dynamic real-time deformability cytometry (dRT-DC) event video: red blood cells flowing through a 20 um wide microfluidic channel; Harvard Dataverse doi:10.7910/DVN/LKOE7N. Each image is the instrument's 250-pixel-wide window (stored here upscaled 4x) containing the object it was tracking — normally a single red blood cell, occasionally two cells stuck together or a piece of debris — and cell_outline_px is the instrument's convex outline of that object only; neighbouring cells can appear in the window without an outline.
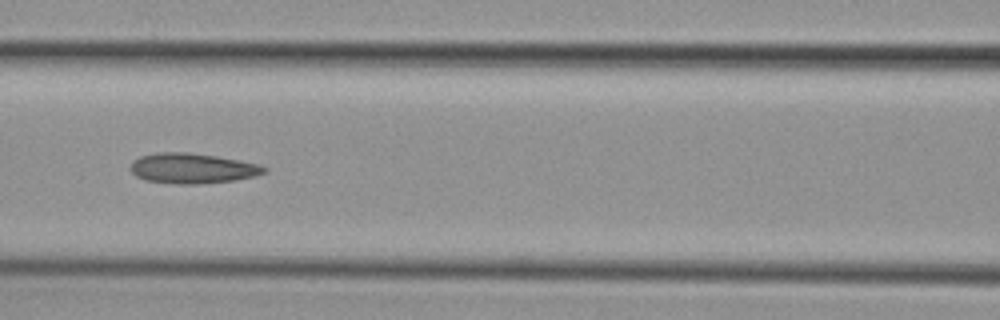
{"species": "common noctule bat (a hibernating species)", "species_latin": "Nyctalus noctula", "temperature_condition": "cold", "stored_images_in_passage": 9, "camera_frame_rate_fps": 3000, "um_per_image_px": 0.085, "animal": {"sex": "female", "body_mass_g": 29.2, "forearm_length_mm": 56.3}, "frame": {"image": 1, "passage_image": 6, "time_ms": 6.333, "image_size_px": [1000, 320], "cell_outline_px": [[268, 172], [256, 176], [236, 180], [196, 184], [172, 184], [144, 180], [136, 176], [128, 168], [132, 160], [140, 156], [156, 152], [188, 152], [216, 156], [240, 160], [256, 164], [268, 168]], "centroid_in_image_um": [16.32, 14.31], "position_along_channel_um": 150.3, "area_um2": 23.87}}
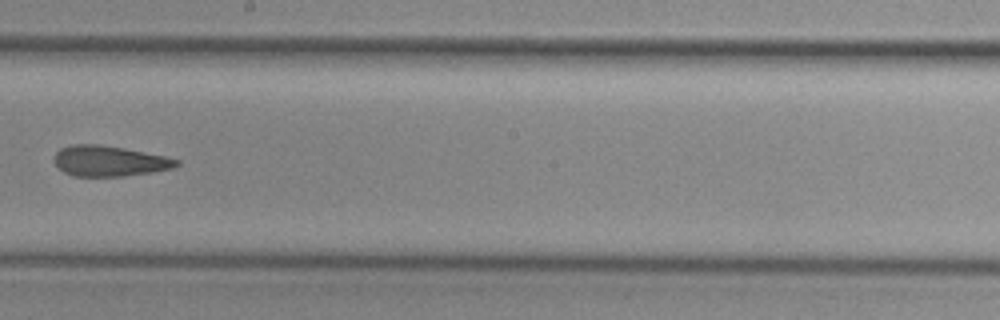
{"frame": {"image": 2, "passage_image": 8, "time_ms": 8.667, "image_size_px": [1000, 320], "cell_outline_px": [[180, 164], [176, 168], [152, 172], [124, 176], [72, 176], [64, 172], [52, 160], [56, 152], [60, 148], [72, 144], [100, 144], [124, 148], [164, 156], [180, 160]], "centroid_in_image_um": [9.29, 13.68], "position_along_channel_um": 238.9, "area_um2": 21.91}}
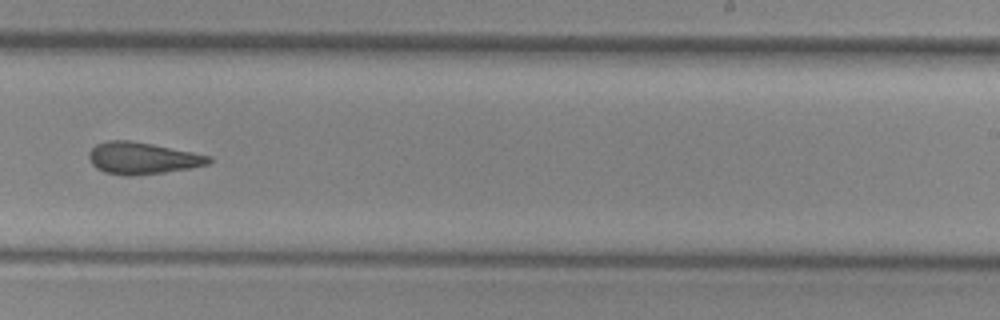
{"frame": {"image": 3, "passage_image": 9, "time_ms": 9.667, "image_size_px": [1000, 320], "cell_outline_px": [[212, 160], [208, 164], [188, 168], [164, 172], [136, 176], [124, 176], [104, 172], [96, 168], [92, 164], [88, 156], [88, 152], [96, 144], [108, 140], [128, 140], [152, 144], [212, 156]], "centroid_in_image_um": [12.07, 13.45], "position_along_channel_um": 276.9, "area_um2": 22.25}}